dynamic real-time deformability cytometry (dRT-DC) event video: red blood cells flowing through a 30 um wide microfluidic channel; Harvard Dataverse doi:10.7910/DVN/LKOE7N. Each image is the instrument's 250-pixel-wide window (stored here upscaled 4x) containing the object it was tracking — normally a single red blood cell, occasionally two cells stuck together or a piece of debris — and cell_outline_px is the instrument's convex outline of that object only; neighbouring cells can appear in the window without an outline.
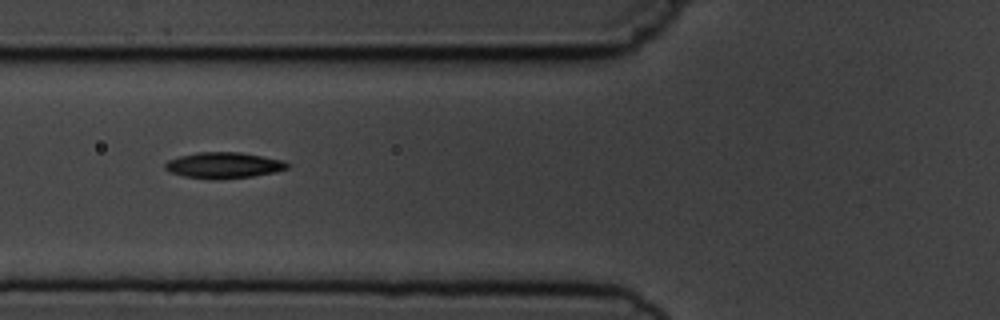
{"species": "common noctule bat (a hibernating species)", "species_latin": "Nyctalus noctula", "temperature_condition": "cold", "stored_images_in_passage": 11, "camera_frame_rate_fps": 3000, "um_per_image_px": 0.085, "animal": {"sex": "male", "body_mass_g": 19.5, "forearm_length_mm": 54.6}, "frame": {"image": 1, "passage_image": 2, "time_ms": 2.333, "image_size_px": [1000, 320], "cell_outline_px": [[292, 164], [288, 168], [276, 172], [252, 176], [216, 180], [212, 180], [184, 176], [168, 172], [164, 168], [164, 164], [168, 160], [180, 156], [196, 152], [240, 152], [284, 160]], "centroid_in_image_um": [19.02, 14.05], "position_along_channel_um": 106.8, "area_um2": 18.79}}
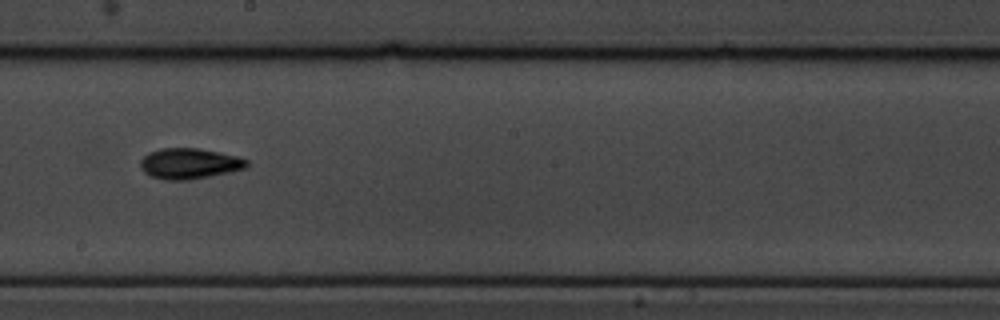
{"frame": {"image": 2, "passage_image": 5, "time_ms": 5.667, "image_size_px": [1000, 320], "cell_outline_px": [[248, 164], [244, 168], [228, 172], [188, 180], [164, 180], [152, 176], [144, 172], [140, 168], [140, 160], [148, 152], [160, 148], [196, 148], [220, 152], [236, 156], [248, 160]], "centroid_in_image_um": [16.05, 13.89], "position_along_channel_um": 232.2, "area_um2": 18.9}}
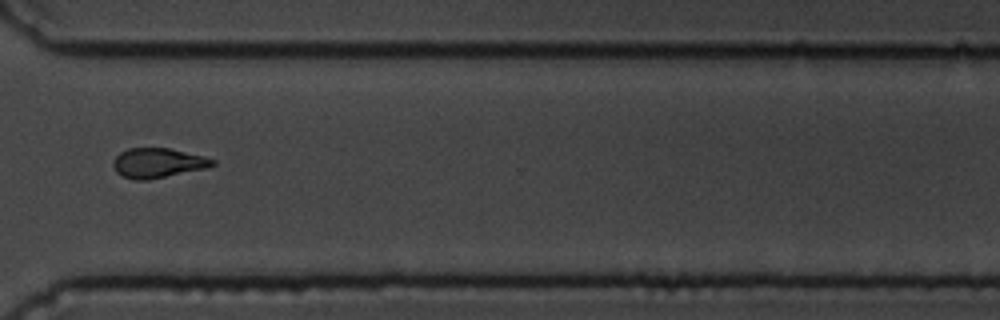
{"frame": {"image": 3, "passage_image": 8, "time_ms": 9.0, "image_size_px": [1000, 320], "cell_outline_px": [[216, 164], [208, 168], [148, 180], [136, 180], [124, 176], [116, 172], [112, 164], [112, 160], [120, 152], [128, 148], [168, 148], [204, 156], [216, 160]], "centroid_in_image_um": [13.43, 13.85], "position_along_channel_um": 357.2, "area_um2": 17.28}, "authors_computed_cell_mechanics": {"area_um2": 17.051, "velocity_mm_per_s": 3.7607, "shape_relaxation_time_tau1_ms": 2.3771, "shape_relaxation_time_tau2_ms": 7.438, "deformation_change_tau1": 0.0932, "deformation_change_tau2": 0.1407}}